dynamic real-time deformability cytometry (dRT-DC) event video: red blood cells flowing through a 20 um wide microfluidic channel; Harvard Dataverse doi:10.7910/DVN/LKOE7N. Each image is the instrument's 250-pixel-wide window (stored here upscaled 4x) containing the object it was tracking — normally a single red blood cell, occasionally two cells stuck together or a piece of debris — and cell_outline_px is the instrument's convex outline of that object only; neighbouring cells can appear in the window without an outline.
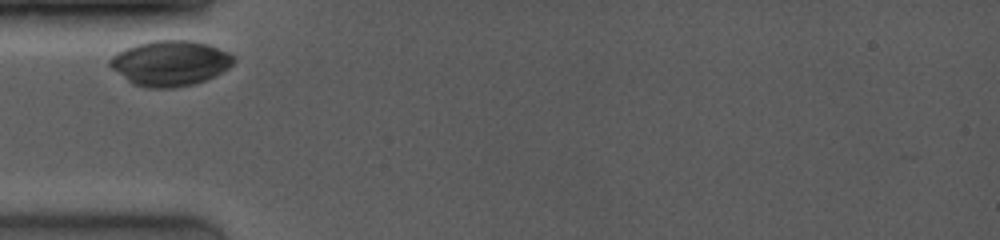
{"species": "common noctule bat (a hibernating species)", "species_latin": "Nyctalus noctula", "temperature_condition": "room temperature", "stored_images_in_passage": 3, "camera_frame_rate_fps": 4000, "um_per_image_px": 0.085, "animal": {"sex": "female", "body_mass_g": 19.0, "forearm_length_mm": 53.3}, "frame": {"image": 1, "passage_image": 1, "time_ms": 0.0, "image_size_px": [1000, 240], "cell_outline_px": [[236, 60], [228, 68], [204, 80], [192, 84], [172, 88], [144, 88], [132, 84], [112, 68], [108, 64], [108, 60], [112, 56], [124, 48], [136, 44], [152, 40], [192, 40], [208, 44], [228, 52], [236, 56]], "centroid_in_image_um": [14.44, 5.36], "position_along_channel_um": 70.6, "area_um2": 32.71}}